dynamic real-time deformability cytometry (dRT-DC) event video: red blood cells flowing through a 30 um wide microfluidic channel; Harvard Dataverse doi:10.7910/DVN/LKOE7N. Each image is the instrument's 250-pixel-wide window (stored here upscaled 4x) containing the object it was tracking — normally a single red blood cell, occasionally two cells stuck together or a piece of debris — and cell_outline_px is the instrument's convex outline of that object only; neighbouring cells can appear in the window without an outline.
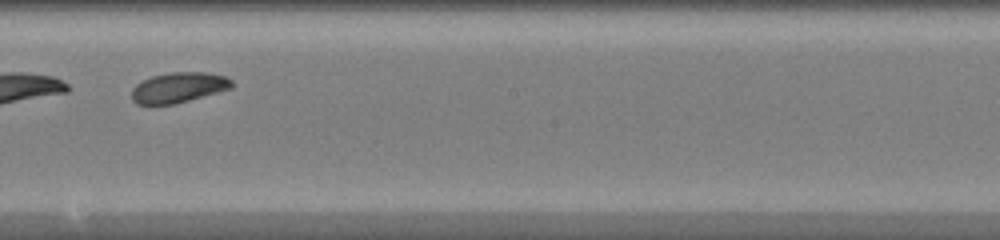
{"species": "common noctule bat (a hibernating species)", "species_latin": "Nyctalus noctula", "temperature_condition": "warm", "stored_images_in_passage": 33, "camera_frame_rate_fps": 3000, "um_per_image_px": 0.085, "animal": {"sex": "female", "body_mass_g": 20.0, "forearm_length_mm": 54.0}, "frame": {"image": 1, "passage_image": 15, "time_ms": 4.667, "image_size_px": [1000, 240], "cell_outline_px": [[232, 88], [188, 100], [172, 104], [136, 104], [132, 100], [132, 88], [136, 84], [152, 76], [168, 72], [208, 72], [224, 76], [232, 80]], "centroid_in_image_um": [15.16, 7.42], "position_along_channel_um": 233.0, "area_um2": 17.51}}